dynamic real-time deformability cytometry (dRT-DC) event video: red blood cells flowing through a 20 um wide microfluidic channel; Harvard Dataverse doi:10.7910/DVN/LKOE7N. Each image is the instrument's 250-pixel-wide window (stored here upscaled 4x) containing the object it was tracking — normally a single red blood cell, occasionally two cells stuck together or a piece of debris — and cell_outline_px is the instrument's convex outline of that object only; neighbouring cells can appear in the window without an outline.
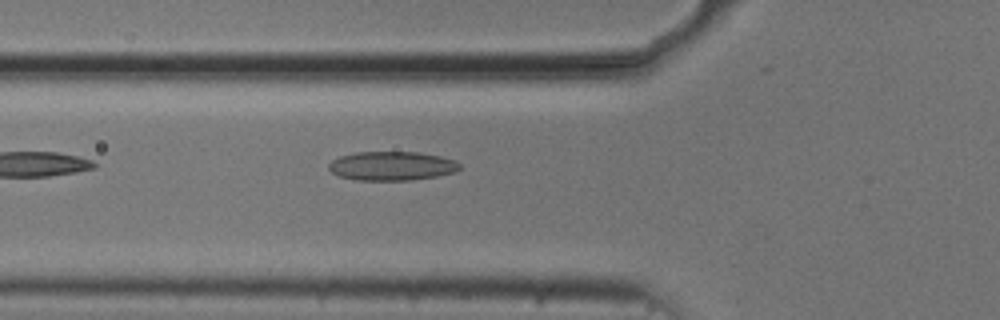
{"species": "common noctule bat (a hibernating species)", "species_latin": "Nyctalus noctula", "temperature_condition": "cold", "stored_images_in_passage": 18, "camera_frame_rate_fps": 3000, "um_per_image_px": 0.085, "animal": {"sex": "male", "body_mass_g": 20.5, "forearm_length_mm": 52.5}, "frame": {"image": 1, "passage_image": 4, "time_ms": 1.0, "image_size_px": [1000, 320], "cell_outline_px": [[460, 168], [456, 172], [436, 176], [412, 180], [356, 180], [340, 176], [332, 172], [328, 168], [328, 164], [332, 160], [340, 156], [356, 152], [420, 152], [440, 156], [456, 160], [460, 164]], "centroid_in_image_um": [33.32, 14.1], "position_along_channel_um": 92.5, "area_um2": 22.2}}